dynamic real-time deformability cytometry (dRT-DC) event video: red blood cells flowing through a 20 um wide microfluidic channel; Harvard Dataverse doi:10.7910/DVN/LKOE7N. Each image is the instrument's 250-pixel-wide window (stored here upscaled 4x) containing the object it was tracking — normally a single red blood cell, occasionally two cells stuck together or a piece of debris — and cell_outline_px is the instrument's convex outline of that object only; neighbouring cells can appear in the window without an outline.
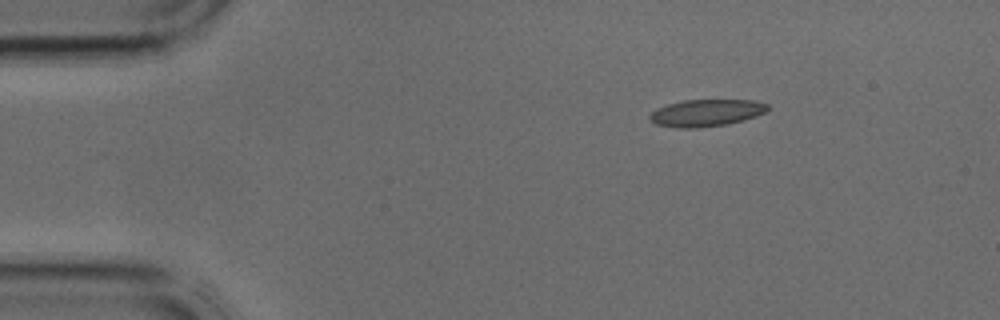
{"species": "common noctule bat (a hibernating species)", "species_latin": "Nyctalus noctula", "temperature_condition": "cold", "stored_images_in_passage": 2, "camera_frame_rate_fps": 3000, "um_per_image_px": 0.085, "animal": {"sex": "male", "body_mass_g": 17.9, "forearm_length_mm": 54.2}, "frame": {"image": 1, "passage_image": 1, "time_ms": 0.0, "image_size_px": [1000, 320], "cell_outline_px": [[768, 108], [764, 112], [756, 116], [744, 120], [728, 124], [700, 128], [676, 128], [656, 124], [648, 116], [656, 108], [668, 104], [684, 100], [756, 100], [768, 104]], "centroid_in_image_um": [60.03, 9.6], "position_along_channel_um": 25.0, "area_um2": 18.61}}